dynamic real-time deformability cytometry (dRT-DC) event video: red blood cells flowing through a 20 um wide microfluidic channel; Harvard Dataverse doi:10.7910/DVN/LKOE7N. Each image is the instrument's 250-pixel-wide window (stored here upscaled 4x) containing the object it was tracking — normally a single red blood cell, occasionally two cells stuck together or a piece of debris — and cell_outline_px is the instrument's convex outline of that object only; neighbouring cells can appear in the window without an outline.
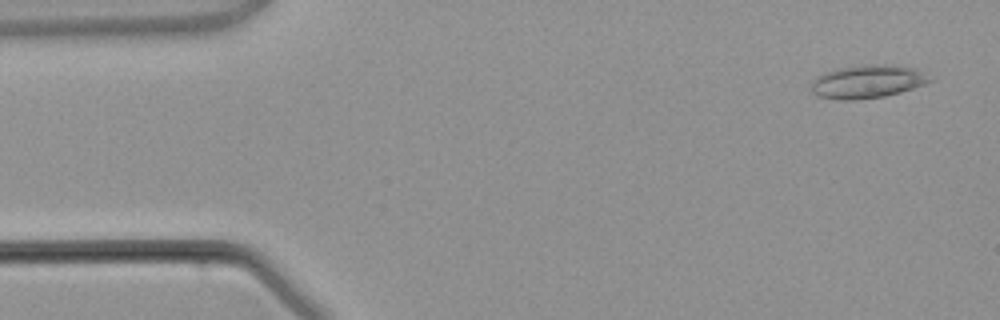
{"species": "common noctule bat (a hibernating species)", "species_latin": "Nyctalus noctula", "temperature_condition": "warm", "stored_images_in_passage": 4, "camera_frame_rate_fps": 3000, "um_per_image_px": 0.085, "animal": {"sex": "male", "body_mass_g": 21.5, "forearm_length_mm": 52.0}, "frame": {"image": 1, "passage_image": 1, "time_ms": 0.0, "image_size_px": [1000, 320], "cell_outline_px": [[932, 80], [924, 84], [900, 92], [884, 96], [856, 100], [844, 100], [820, 96], [812, 92], [812, 80], [816, 76], [840, 68], [884, 64], [916, 68]], "centroid_in_image_um": [73.72, 6.95], "position_along_channel_um": 11.3, "area_um2": 22.25}}
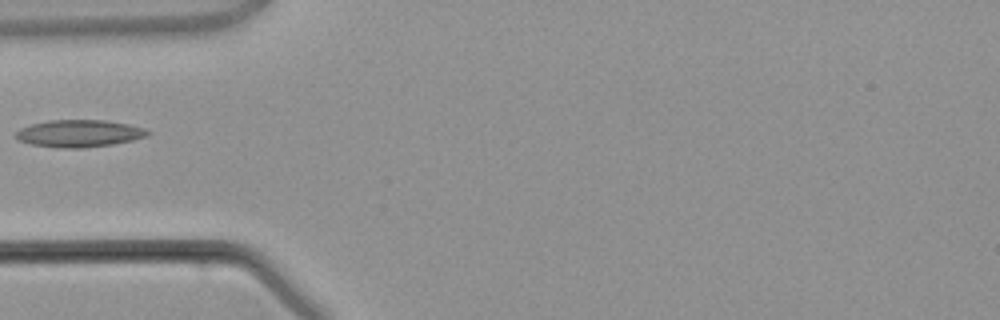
{"frame": {"image": 2, "passage_image": 4, "time_ms": 3.667, "image_size_px": [1000, 320], "cell_outline_px": [[152, 132], [148, 136], [132, 140], [112, 144], [80, 148], [64, 148], [32, 144], [20, 140], [16, 136], [16, 132], [20, 128], [32, 124], [48, 120], [104, 120], [128, 124], [144, 128]], "centroid_in_image_um": [6.77, 11.33], "position_along_channel_um": 78.2, "area_um2": 20.69}}